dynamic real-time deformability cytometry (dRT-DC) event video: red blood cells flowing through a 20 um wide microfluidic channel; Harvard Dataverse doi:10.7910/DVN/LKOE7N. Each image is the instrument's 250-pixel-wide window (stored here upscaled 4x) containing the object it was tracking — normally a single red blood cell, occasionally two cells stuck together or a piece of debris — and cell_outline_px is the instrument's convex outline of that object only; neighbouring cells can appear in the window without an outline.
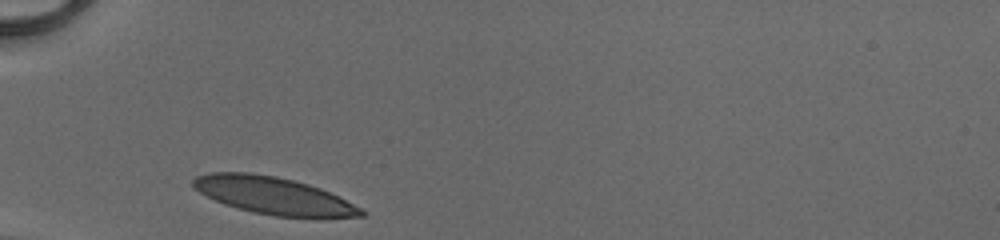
{"species": "human", "species_latin": "Homo sapiens", "temperature_condition": "cold", "stored_images_in_passage": 26, "camera_frame_rate_fps": 3000, "um_per_image_px": 0.085, "donor": {"sex": "male"}, "frame": {"image": 1, "passage_image": 1, "time_ms": 0.0, "image_size_px": [1000, 240], "cell_outline_px": [[364, 216], [324, 220], [320, 220], [276, 216], [252, 212], [236, 208], [224, 204], [200, 192], [192, 184], [192, 180], [196, 176], [208, 172], [248, 172], [276, 176], [308, 184], [320, 188], [360, 208], [364, 212]], "centroid_in_image_um": [23.29, 16.66], "position_along_channel_um": 61.7, "area_um2": 36.93}}
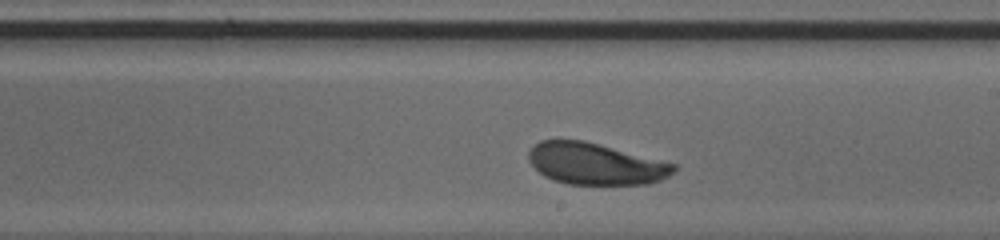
{"frame": {"image": 2, "passage_image": 15, "time_ms": 4.667, "image_size_px": [1000, 240], "cell_outline_px": [[676, 168], [668, 176], [660, 180], [648, 184], [568, 184], [552, 180], [544, 176], [528, 160], [528, 152], [540, 140], [584, 140], [676, 164]], "centroid_in_image_um": [50.6, 13.93], "position_along_channel_um": 238.4, "area_um2": 34.91}}
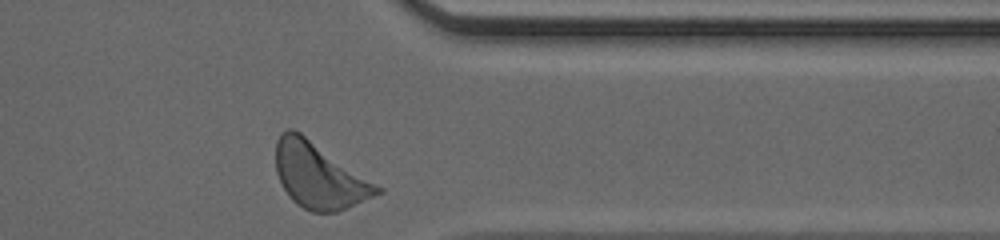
{"frame": {"image": 3, "passage_image": 26, "time_ms": 8.333, "image_size_px": [1000, 240], "cell_outline_px": [[384, 192], [336, 212], [312, 212], [296, 204], [292, 200], [284, 188], [276, 172], [276, 140], [280, 132], [288, 128], [292, 128], [300, 132], [384, 188]], "centroid_in_image_um": [27.12, 14.91], "position_along_channel_um": 384.3, "area_um2": 38.55}, "authors_computed_cell_mechanics": {"area_um2": 36.0961, "velocity_mm_per_s": 4.0532, "shape_relaxation_time_tau1_ms": 1.9169, "shape_relaxation_time_tau2_ms": null, "deformation_change_tau1": 0.1039, "deformation_change_tau2": null}}